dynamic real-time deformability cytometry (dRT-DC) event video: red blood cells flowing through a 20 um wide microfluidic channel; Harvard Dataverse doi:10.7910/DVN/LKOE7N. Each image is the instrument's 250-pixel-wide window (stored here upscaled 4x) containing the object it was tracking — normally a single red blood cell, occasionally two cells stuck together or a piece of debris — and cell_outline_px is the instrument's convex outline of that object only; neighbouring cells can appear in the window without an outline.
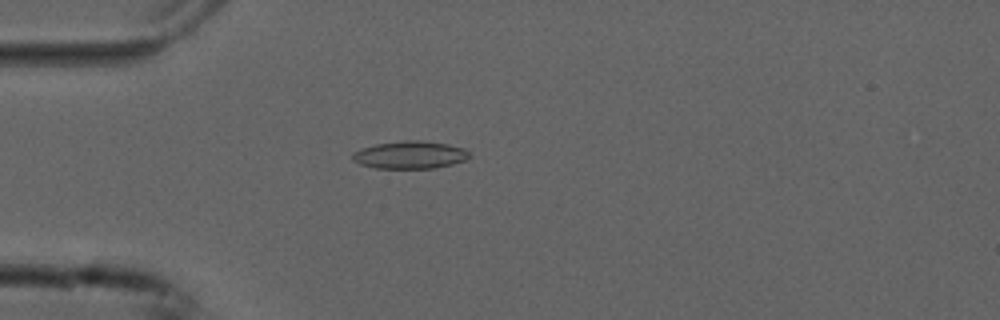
{"species": "common noctule bat (a hibernating species)", "species_latin": "Nyctalus noctula", "temperature_condition": "cold", "stored_images_in_passage": 54, "camera_frame_rate_fps": 3000, "um_per_image_px": 0.085, "animal": {"sex": "male", "forearm_length_mm": 52.5}, "frame": {"image": 1, "passage_image": 15, "time_ms": 4.667, "image_size_px": [1000, 320], "cell_outline_px": [[472, 156], [464, 160], [452, 164], [436, 168], [376, 168], [360, 164], [352, 160], [352, 152], [360, 148], [376, 144], [404, 140], [420, 140], [448, 144], [464, 148]], "centroid_in_image_um": [34.84, 13.16], "position_along_channel_um": 50.2, "area_um2": 18.9}}
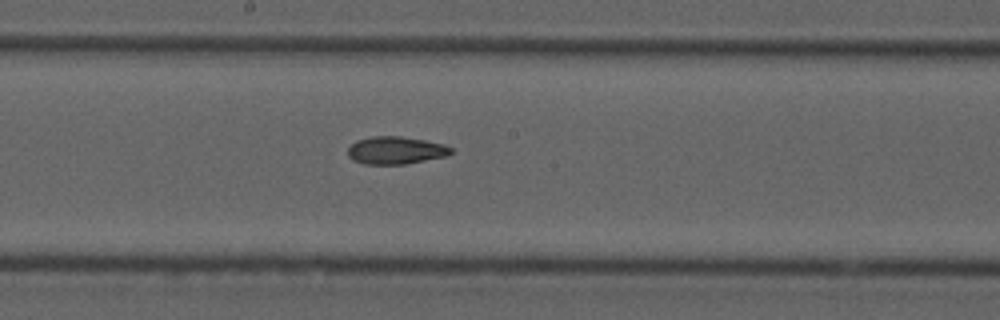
{"frame": {"image": 2, "passage_image": 29, "time_ms": 9.333, "image_size_px": [1000, 320], "cell_outline_px": [[452, 152], [448, 156], [404, 164], [364, 164], [352, 160], [348, 156], [348, 148], [356, 140], [372, 136], [400, 136], [424, 140], [444, 144], [452, 148]], "centroid_in_image_um": [33.63, 12.78], "position_along_channel_um": 214.6, "area_um2": 16.65}}
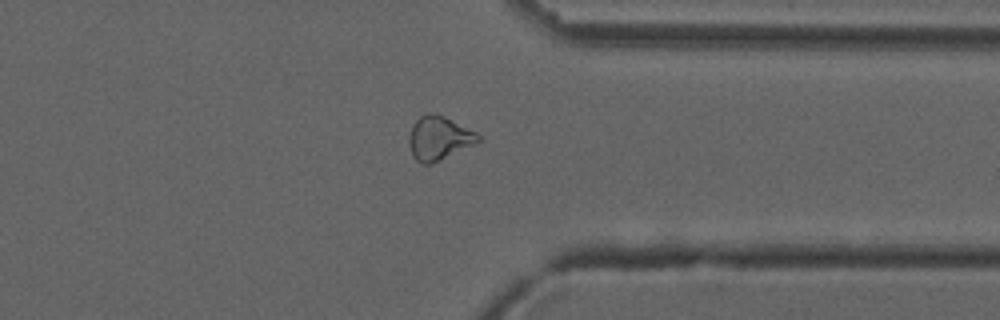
{"frame": {"image": 3, "passage_image": 42, "time_ms": 13.667, "image_size_px": [1000, 320], "cell_outline_px": [[480, 140], [432, 164], [424, 164], [416, 160], [412, 156], [408, 144], [408, 136], [412, 124], [420, 116], [428, 112], [444, 116], [476, 132], [480, 136]], "centroid_in_image_um": [37.24, 11.73], "position_along_channel_um": 374.2, "area_um2": 17.46}, "authors_computed_cell_mechanics": {"area_um2": 17.6579, "velocity_mm_per_s": 3.7649, "shape_relaxation_time_tau1_ms": 8.3188, "shape_relaxation_time_tau2_ms": 7.1814, "deformation_change_tau1": 0.1772, "deformation_change_tau2": 0.1545}}